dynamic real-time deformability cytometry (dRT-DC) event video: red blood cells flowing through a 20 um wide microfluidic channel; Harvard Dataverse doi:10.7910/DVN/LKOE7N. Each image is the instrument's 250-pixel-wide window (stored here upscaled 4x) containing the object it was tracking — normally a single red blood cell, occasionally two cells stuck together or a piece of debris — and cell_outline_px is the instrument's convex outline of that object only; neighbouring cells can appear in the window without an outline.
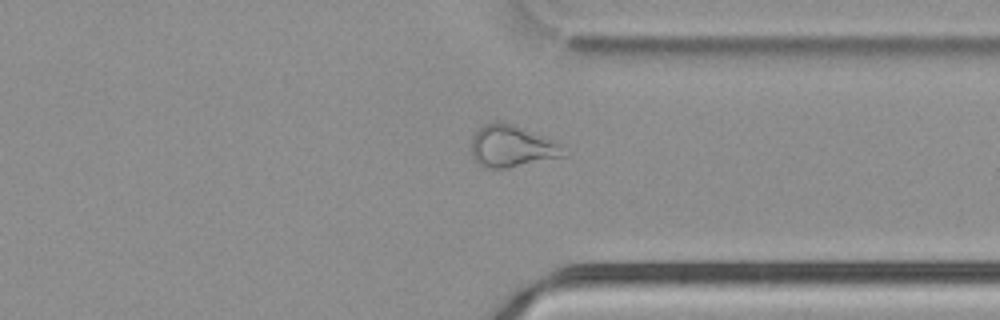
{"species": "common noctule bat (a hibernating species)", "species_latin": "Nyctalus noctula", "temperature_condition": "cold", "stored_images_in_passage": 50, "camera_frame_rate_fps": 3000, "um_per_image_px": 0.085, "animal": {"sex": "male", "body_mass_g": 21.5, "forearm_length_mm": 52.0}, "frame": {"image": 1, "passage_image": 38, "time_ms": 12.333, "image_size_px": [1000, 320], "cell_outline_px": [[568, 156], [508, 168], [484, 168], [472, 156], [472, 136], [484, 124], [512, 124], [544, 136], [560, 144]], "centroid_in_image_um": [43.54, 12.47], "position_along_channel_um": 367.9, "area_um2": 22.14}}
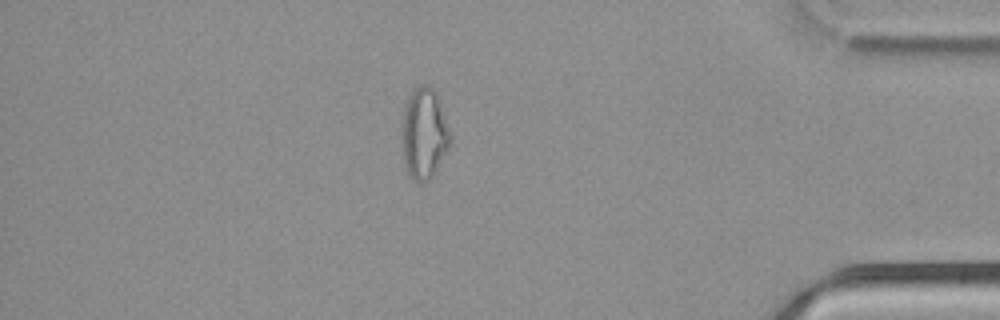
{"frame": {"image": 2, "passage_image": 43, "time_ms": 14.0, "image_size_px": [1000, 320], "cell_outline_px": [[452, 144], [432, 176], [428, 180], [412, 180], [404, 172], [400, 140], [400, 128], [404, 104], [408, 96], [420, 84], [428, 84], [436, 92], [452, 132]], "centroid_in_image_um": [36.02, 11.35], "position_along_channel_um": 399.2, "area_um2": 26.82}}